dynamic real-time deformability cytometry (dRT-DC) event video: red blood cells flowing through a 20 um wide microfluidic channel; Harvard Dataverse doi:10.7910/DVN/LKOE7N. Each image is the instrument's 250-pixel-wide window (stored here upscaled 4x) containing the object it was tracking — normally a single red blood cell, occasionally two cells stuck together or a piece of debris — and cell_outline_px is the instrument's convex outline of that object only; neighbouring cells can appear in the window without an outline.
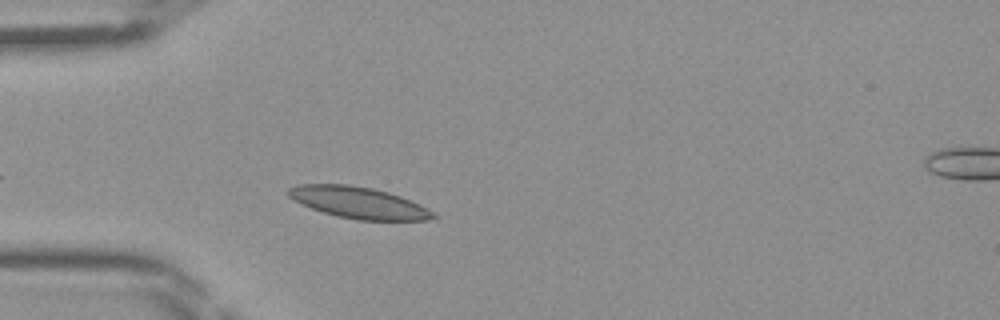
{"species": "Egyptian fruit bat (a non-hibernating species)", "species_latin": "Rousettus aegyptiacus", "temperature_condition": "room temperature", "stored_images_in_passage": 34, "camera_frame_rate_fps": 3000, "um_per_image_px": 0.085, "frame": {"image": 1, "passage_image": 4, "time_ms": 1.0, "image_size_px": [1000, 320], "cell_outline_px": [[436, 216], [428, 220], [356, 220], [336, 216], [312, 208], [288, 196], [284, 192], [288, 188], [296, 184], [348, 184], [372, 188], [388, 192], [400, 196], [420, 204], [436, 212]], "centroid_in_image_um": [30.49, 17.22], "position_along_channel_um": 54.5, "area_um2": 26.59}}
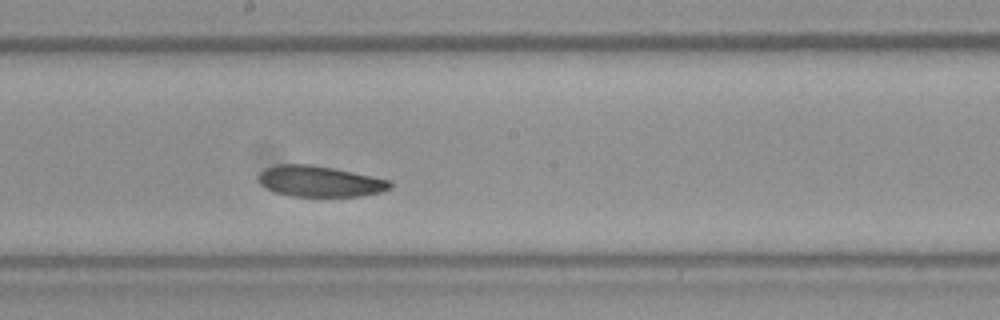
{"frame": {"image": 2, "passage_image": 16, "time_ms": 5.0, "image_size_px": [1000, 320], "cell_outline_px": [[392, 188], [380, 192], [360, 196], [292, 196], [276, 192], [260, 184], [260, 172], [264, 168], [276, 164], [312, 164], [392, 180]], "centroid_in_image_um": [27.2, 15.4], "position_along_channel_um": 221.0, "area_um2": 23.58}}
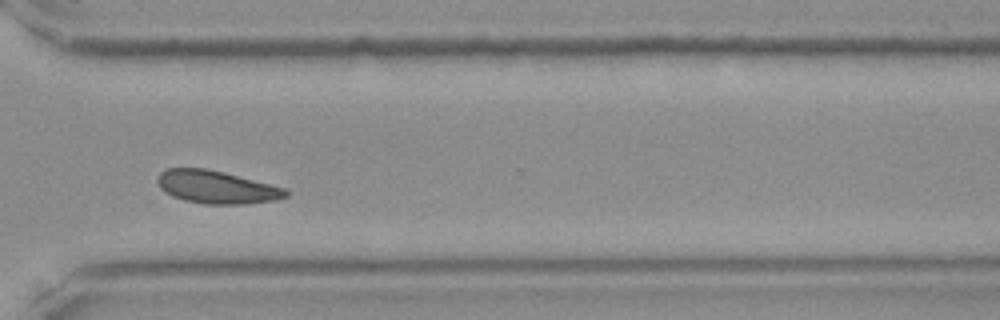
{"frame": {"image": 3, "passage_image": 25, "time_ms": 8.0, "image_size_px": [1000, 320], "cell_outline_px": [[288, 196], [276, 200], [244, 204], [204, 204], [184, 200], [172, 196], [164, 192], [160, 188], [156, 180], [156, 176], [160, 172], [168, 168], [204, 168], [224, 172], [288, 188]], "centroid_in_image_um": [18.41, 15.9], "position_along_channel_um": 352.2, "area_um2": 24.85}}